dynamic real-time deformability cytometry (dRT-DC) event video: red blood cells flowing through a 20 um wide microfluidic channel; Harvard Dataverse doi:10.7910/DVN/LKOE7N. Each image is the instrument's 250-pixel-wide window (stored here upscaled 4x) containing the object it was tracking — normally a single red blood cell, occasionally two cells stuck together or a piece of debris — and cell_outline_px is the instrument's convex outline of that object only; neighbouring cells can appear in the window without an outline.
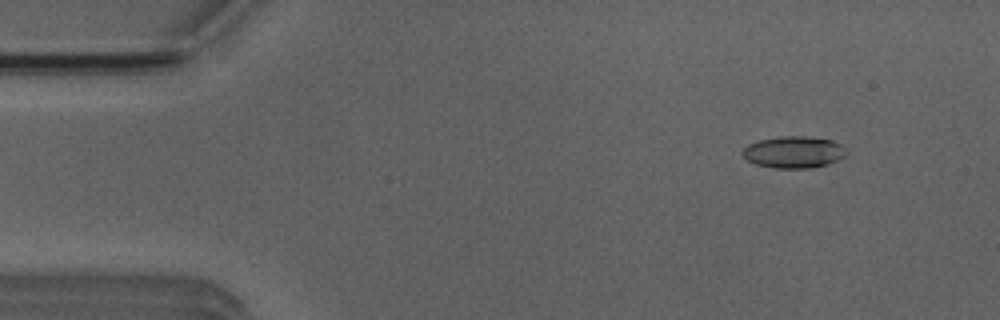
{"species": "Egyptian fruit bat (a non-hibernating species)", "species_latin": "Rousettus aegyptiacus", "temperature_condition": "room temperature", "stored_images_in_passage": 19, "camera_frame_rate_fps": 3000, "um_per_image_px": 0.085, "animal": {"sex": "male"}, "frame": {"image": 1, "passage_image": 6, "time_ms": 1.667, "image_size_px": [1000, 320], "cell_outline_px": [[848, 152], [844, 156], [828, 164], [812, 168], [772, 168], [756, 164], [748, 160], [740, 152], [748, 144], [760, 140], [780, 136], [808, 136], [832, 140], [840, 144]], "centroid_in_image_um": [67.46, 12.93], "position_along_channel_um": 17.5, "area_um2": 19.25}}